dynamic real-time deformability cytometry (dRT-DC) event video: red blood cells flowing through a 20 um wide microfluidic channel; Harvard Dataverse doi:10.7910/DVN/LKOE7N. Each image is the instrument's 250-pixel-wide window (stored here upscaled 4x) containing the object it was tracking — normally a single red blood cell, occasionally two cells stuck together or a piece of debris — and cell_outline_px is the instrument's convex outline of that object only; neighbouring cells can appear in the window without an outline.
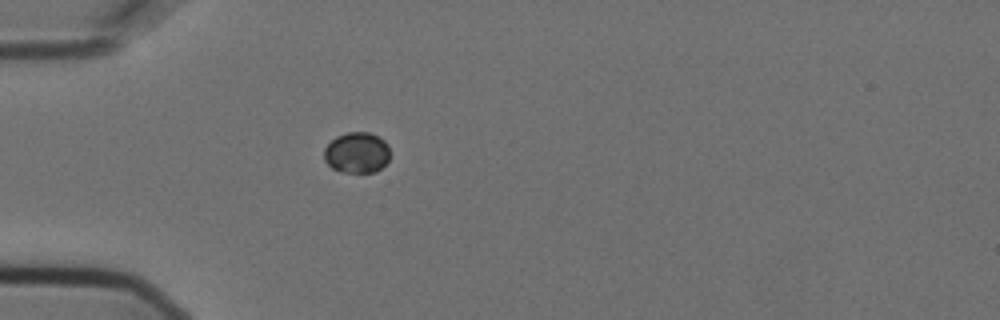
{"species": "Egyptian fruit bat (a non-hibernating species)", "species_latin": "Rousettus aegyptiacus", "temperature_condition": "cold", "stored_images_in_passage": 1, "camera_frame_rate_fps": 3000, "um_per_image_px": 0.085, "animal": {"sex": "female"}, "frame": {"image": 1, "passage_image": 1, "time_ms": 0.0, "image_size_px": [1000, 320], "cell_outline_px": [[388, 160], [376, 172], [340, 172], [332, 168], [324, 160], [324, 148], [336, 136], [348, 132], [368, 132], [380, 136], [388, 144]], "centroid_in_image_um": [30.32, 12.97], "position_along_channel_um": 54.7, "area_um2": 15.72}}